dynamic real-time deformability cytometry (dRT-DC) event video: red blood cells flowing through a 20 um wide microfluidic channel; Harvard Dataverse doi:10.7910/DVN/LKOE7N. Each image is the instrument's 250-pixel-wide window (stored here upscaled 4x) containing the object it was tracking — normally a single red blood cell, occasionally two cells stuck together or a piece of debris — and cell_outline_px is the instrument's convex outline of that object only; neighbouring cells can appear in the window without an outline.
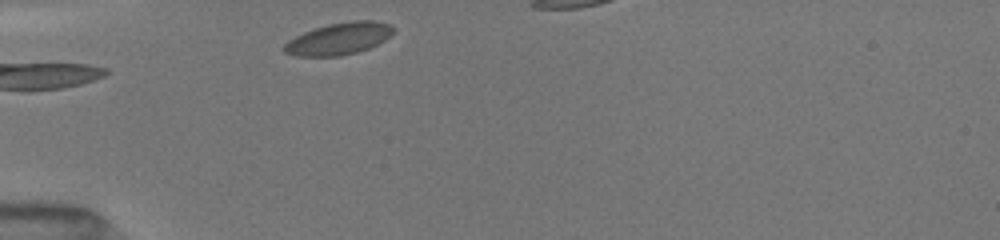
{"species": "common noctule bat (a hibernating species)", "species_latin": "Nyctalus noctula", "temperature_condition": "room temperature", "stored_images_in_passage": 2, "camera_frame_rate_fps": 3000, "um_per_image_px": 0.085, "animal": {"sex": "female", "body_mass_g": 19.5, "forearm_length_mm": 54.1}, "frame": {"image": 1, "passage_image": 2, "time_ms": 1.0, "image_size_px": [1000, 240], "cell_outline_px": [[392, 32], [384, 40], [368, 48], [356, 52], [340, 56], [296, 56], [284, 52], [280, 48], [288, 40], [304, 32], [328, 24], [352, 20], [372, 20], [388, 24], [392, 28]], "centroid_in_image_um": [28.73, 3.29], "position_along_channel_um": 56.3, "area_um2": 20.11}}